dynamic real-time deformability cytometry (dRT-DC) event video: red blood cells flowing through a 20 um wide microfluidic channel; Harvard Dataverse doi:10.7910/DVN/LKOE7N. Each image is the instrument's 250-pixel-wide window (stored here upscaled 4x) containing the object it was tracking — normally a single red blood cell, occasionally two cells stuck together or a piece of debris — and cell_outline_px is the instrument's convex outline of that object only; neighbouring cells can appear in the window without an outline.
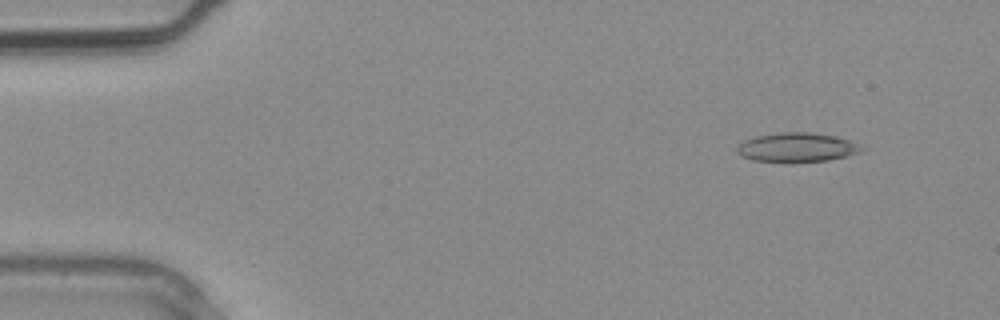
{"species": "common noctule bat (a hibernating species)", "species_latin": "Nyctalus noctula", "temperature_condition": "warm", "stored_images_in_passage": 2, "segment_of_instrument_passage": [2, 2], "camera_frame_rate_fps": 3000, "um_per_image_px": 0.085, "animal": {"sex": "male", "body_mass_g": 20.4}, "frame": {"image": 1, "passage_image": 2, "time_ms": 0.333, "image_size_px": [1000, 320], "cell_outline_px": [[868, 148], [860, 152], [848, 156], [828, 160], [792, 164], [788, 164], [752, 160], [736, 152], [736, 148], [744, 140], [756, 136], [780, 132], [808, 132], [836, 136], [860, 144]], "centroid_in_image_um": [67.77, 12.56], "position_along_channel_um": 17.2, "area_um2": 21.85}}